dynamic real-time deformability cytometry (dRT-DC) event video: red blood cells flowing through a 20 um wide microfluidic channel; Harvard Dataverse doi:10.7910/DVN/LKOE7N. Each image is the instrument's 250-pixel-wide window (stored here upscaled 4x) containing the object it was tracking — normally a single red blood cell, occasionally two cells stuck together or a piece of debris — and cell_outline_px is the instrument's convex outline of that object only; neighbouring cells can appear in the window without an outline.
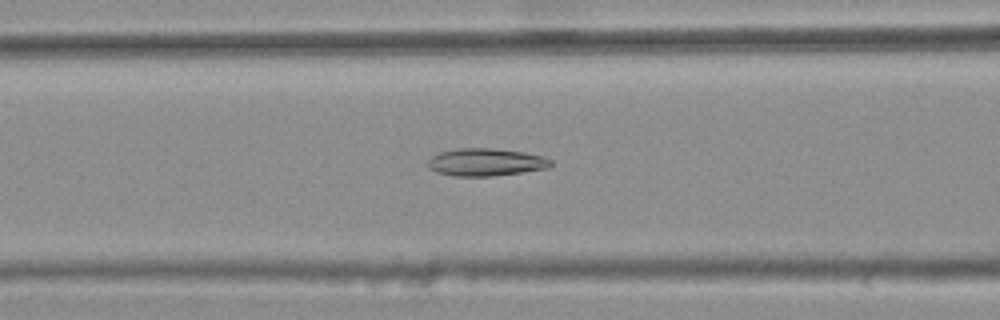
{"species": "common noctule bat (a hibernating species)", "species_latin": "Nyctalus noctula", "temperature_condition": "warm", "stored_images_in_passage": 47, "camera_frame_rate_fps": 3000, "um_per_image_px": 0.085, "animal": {"sex": "female", "body_mass_g": 25.1}, "frame": {"image": 1, "passage_image": 22, "time_ms": 7.0, "image_size_px": [1000, 320], "cell_outline_px": [[552, 164], [548, 168], [524, 172], [492, 176], [452, 176], [436, 172], [428, 168], [428, 160], [432, 156], [440, 152], [456, 148], [492, 148], [524, 152], [544, 156], [552, 160]], "centroid_in_image_um": [41.3, 13.78], "position_along_channel_um": 125.3, "area_um2": 19.94}}
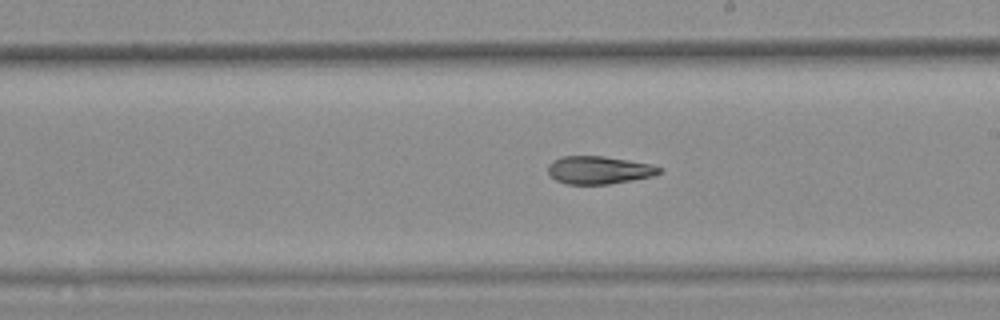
{"frame": {"image": 2, "passage_image": 31, "time_ms": 10.0, "image_size_px": [1000, 320], "cell_outline_px": [[660, 172], [652, 176], [632, 180], [608, 184], [568, 184], [556, 180], [548, 172], [548, 164], [552, 160], [564, 156], [604, 156], [652, 164], [660, 168]], "centroid_in_image_um": [50.88, 14.45], "position_along_channel_um": 238.1, "area_um2": 17.92}}
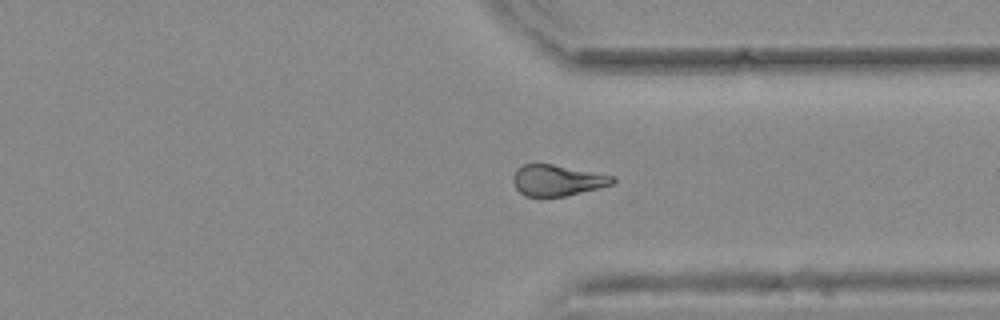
{"frame": {"image": 3, "passage_image": 41, "time_ms": 13.333, "image_size_px": [1000, 320], "cell_outline_px": [[616, 180], [612, 184], [600, 188], [564, 196], [524, 196], [516, 188], [512, 180], [512, 176], [516, 168], [524, 164], [552, 164], [616, 176]], "centroid_in_image_um": [47.36, 15.32], "position_along_channel_um": 364.0, "area_um2": 18.03}, "authors_computed_cell_mechanics": {"area_um2": 19.1896, "velocity_mm_per_s": 3.7687, "shape_relaxation_time_tau1_ms": null, "shape_relaxation_time_tau2_ms": 9.4792, "deformation_change_tau1": null, "deformation_change_tau2": 0.1628}}